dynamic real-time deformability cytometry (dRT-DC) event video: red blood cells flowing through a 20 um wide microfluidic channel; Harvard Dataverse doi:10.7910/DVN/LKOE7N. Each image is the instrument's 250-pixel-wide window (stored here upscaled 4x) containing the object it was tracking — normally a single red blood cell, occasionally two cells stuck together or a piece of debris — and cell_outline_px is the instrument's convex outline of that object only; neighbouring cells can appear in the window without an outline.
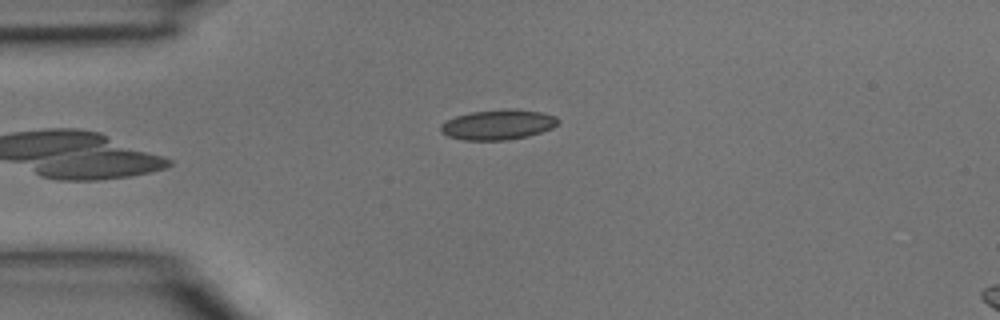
{"species": "common noctule bat (a hibernating species)", "species_latin": "Nyctalus noctula", "temperature_condition": "room temperature", "stored_images_in_passage": 5, "camera_frame_rate_fps": 3000, "um_per_image_px": 0.085, "animal": {"sex": "male", "body_mass_g": 15.6}, "frame": {"image": 1, "passage_image": 5, "time_ms": 1.333, "image_size_px": [1000, 320], "cell_outline_px": [[560, 120], [552, 128], [528, 136], [508, 140], [464, 140], [448, 136], [440, 132], [440, 124], [456, 116], [472, 112], [540, 112], [556, 116]], "centroid_in_image_um": [42.28, 10.66], "position_along_channel_um": 42.7, "area_um2": 19.54}}